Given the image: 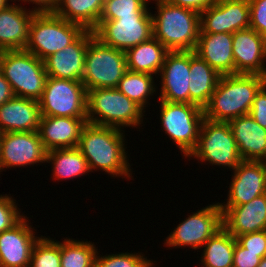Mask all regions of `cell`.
<instances>
[{
    "label": "cell",
    "instance_id": "obj_33",
    "mask_svg": "<svg viewBox=\"0 0 266 267\" xmlns=\"http://www.w3.org/2000/svg\"><path fill=\"white\" fill-rule=\"evenodd\" d=\"M149 0H104L99 21H110L120 16H152ZM150 12V13H149Z\"/></svg>",
    "mask_w": 266,
    "mask_h": 267
},
{
    "label": "cell",
    "instance_id": "obj_9",
    "mask_svg": "<svg viewBox=\"0 0 266 267\" xmlns=\"http://www.w3.org/2000/svg\"><path fill=\"white\" fill-rule=\"evenodd\" d=\"M191 157L232 170L242 161L229 123L206 118L201 123L197 145L187 158Z\"/></svg>",
    "mask_w": 266,
    "mask_h": 267
},
{
    "label": "cell",
    "instance_id": "obj_42",
    "mask_svg": "<svg viewBox=\"0 0 266 267\" xmlns=\"http://www.w3.org/2000/svg\"><path fill=\"white\" fill-rule=\"evenodd\" d=\"M20 1L28 3L33 2V4H36L37 6H35L34 9L32 8V10L36 13L38 12L44 13V12H54L59 0H20Z\"/></svg>",
    "mask_w": 266,
    "mask_h": 267
},
{
    "label": "cell",
    "instance_id": "obj_21",
    "mask_svg": "<svg viewBox=\"0 0 266 267\" xmlns=\"http://www.w3.org/2000/svg\"><path fill=\"white\" fill-rule=\"evenodd\" d=\"M87 118L41 116L39 135L46 151L75 148Z\"/></svg>",
    "mask_w": 266,
    "mask_h": 267
},
{
    "label": "cell",
    "instance_id": "obj_34",
    "mask_svg": "<svg viewBox=\"0 0 266 267\" xmlns=\"http://www.w3.org/2000/svg\"><path fill=\"white\" fill-rule=\"evenodd\" d=\"M29 267H61L60 241L41 235L33 247Z\"/></svg>",
    "mask_w": 266,
    "mask_h": 267
},
{
    "label": "cell",
    "instance_id": "obj_30",
    "mask_svg": "<svg viewBox=\"0 0 266 267\" xmlns=\"http://www.w3.org/2000/svg\"><path fill=\"white\" fill-rule=\"evenodd\" d=\"M235 242L236 238L222 227L202 246V266L233 267Z\"/></svg>",
    "mask_w": 266,
    "mask_h": 267
},
{
    "label": "cell",
    "instance_id": "obj_17",
    "mask_svg": "<svg viewBox=\"0 0 266 267\" xmlns=\"http://www.w3.org/2000/svg\"><path fill=\"white\" fill-rule=\"evenodd\" d=\"M94 36L93 30L85 29L63 50L47 57L44 66L48 77L82 81L88 43Z\"/></svg>",
    "mask_w": 266,
    "mask_h": 267
},
{
    "label": "cell",
    "instance_id": "obj_4",
    "mask_svg": "<svg viewBox=\"0 0 266 267\" xmlns=\"http://www.w3.org/2000/svg\"><path fill=\"white\" fill-rule=\"evenodd\" d=\"M144 111L117 88H97L87 91V122L117 129L138 127ZM97 115V116H96Z\"/></svg>",
    "mask_w": 266,
    "mask_h": 267
},
{
    "label": "cell",
    "instance_id": "obj_3",
    "mask_svg": "<svg viewBox=\"0 0 266 267\" xmlns=\"http://www.w3.org/2000/svg\"><path fill=\"white\" fill-rule=\"evenodd\" d=\"M154 1V0H153ZM157 15H152L153 37L169 51H195L200 32V13L155 0Z\"/></svg>",
    "mask_w": 266,
    "mask_h": 267
},
{
    "label": "cell",
    "instance_id": "obj_45",
    "mask_svg": "<svg viewBox=\"0 0 266 267\" xmlns=\"http://www.w3.org/2000/svg\"><path fill=\"white\" fill-rule=\"evenodd\" d=\"M257 267H266V256L261 259L260 264Z\"/></svg>",
    "mask_w": 266,
    "mask_h": 267
},
{
    "label": "cell",
    "instance_id": "obj_10",
    "mask_svg": "<svg viewBox=\"0 0 266 267\" xmlns=\"http://www.w3.org/2000/svg\"><path fill=\"white\" fill-rule=\"evenodd\" d=\"M39 105L41 116L87 118V90L82 81L48 77Z\"/></svg>",
    "mask_w": 266,
    "mask_h": 267
},
{
    "label": "cell",
    "instance_id": "obj_41",
    "mask_svg": "<svg viewBox=\"0 0 266 267\" xmlns=\"http://www.w3.org/2000/svg\"><path fill=\"white\" fill-rule=\"evenodd\" d=\"M171 5L189 8L197 11L198 13L203 12L211 5L215 4L218 0H165Z\"/></svg>",
    "mask_w": 266,
    "mask_h": 267
},
{
    "label": "cell",
    "instance_id": "obj_24",
    "mask_svg": "<svg viewBox=\"0 0 266 267\" xmlns=\"http://www.w3.org/2000/svg\"><path fill=\"white\" fill-rule=\"evenodd\" d=\"M228 123L242 160L266 162V129L250 114L236 117Z\"/></svg>",
    "mask_w": 266,
    "mask_h": 267
},
{
    "label": "cell",
    "instance_id": "obj_26",
    "mask_svg": "<svg viewBox=\"0 0 266 267\" xmlns=\"http://www.w3.org/2000/svg\"><path fill=\"white\" fill-rule=\"evenodd\" d=\"M190 104H195L204 109L217 86L221 77L206 61L195 51H190Z\"/></svg>",
    "mask_w": 266,
    "mask_h": 267
},
{
    "label": "cell",
    "instance_id": "obj_22",
    "mask_svg": "<svg viewBox=\"0 0 266 267\" xmlns=\"http://www.w3.org/2000/svg\"><path fill=\"white\" fill-rule=\"evenodd\" d=\"M40 119L39 101L13 96L0 106V133L38 131Z\"/></svg>",
    "mask_w": 266,
    "mask_h": 267
},
{
    "label": "cell",
    "instance_id": "obj_35",
    "mask_svg": "<svg viewBox=\"0 0 266 267\" xmlns=\"http://www.w3.org/2000/svg\"><path fill=\"white\" fill-rule=\"evenodd\" d=\"M95 258V267H153V261L148 260L142 253H117ZM154 264V265H153Z\"/></svg>",
    "mask_w": 266,
    "mask_h": 267
},
{
    "label": "cell",
    "instance_id": "obj_23",
    "mask_svg": "<svg viewBox=\"0 0 266 267\" xmlns=\"http://www.w3.org/2000/svg\"><path fill=\"white\" fill-rule=\"evenodd\" d=\"M232 41V33H199L195 53L219 75H232L235 74Z\"/></svg>",
    "mask_w": 266,
    "mask_h": 267
},
{
    "label": "cell",
    "instance_id": "obj_29",
    "mask_svg": "<svg viewBox=\"0 0 266 267\" xmlns=\"http://www.w3.org/2000/svg\"><path fill=\"white\" fill-rule=\"evenodd\" d=\"M46 162L52 163L53 179H70L91 172L80 150L75 148L53 149L47 152Z\"/></svg>",
    "mask_w": 266,
    "mask_h": 267
},
{
    "label": "cell",
    "instance_id": "obj_13",
    "mask_svg": "<svg viewBox=\"0 0 266 267\" xmlns=\"http://www.w3.org/2000/svg\"><path fill=\"white\" fill-rule=\"evenodd\" d=\"M46 154L38 131L0 134V172L4 168L45 163Z\"/></svg>",
    "mask_w": 266,
    "mask_h": 267
},
{
    "label": "cell",
    "instance_id": "obj_31",
    "mask_svg": "<svg viewBox=\"0 0 266 267\" xmlns=\"http://www.w3.org/2000/svg\"><path fill=\"white\" fill-rule=\"evenodd\" d=\"M153 76L127 70L116 88L144 110L149 103V96L157 90Z\"/></svg>",
    "mask_w": 266,
    "mask_h": 267
},
{
    "label": "cell",
    "instance_id": "obj_28",
    "mask_svg": "<svg viewBox=\"0 0 266 267\" xmlns=\"http://www.w3.org/2000/svg\"><path fill=\"white\" fill-rule=\"evenodd\" d=\"M104 0H59L54 13L69 22L94 30L101 17Z\"/></svg>",
    "mask_w": 266,
    "mask_h": 267
},
{
    "label": "cell",
    "instance_id": "obj_2",
    "mask_svg": "<svg viewBox=\"0 0 266 267\" xmlns=\"http://www.w3.org/2000/svg\"><path fill=\"white\" fill-rule=\"evenodd\" d=\"M266 84L259 74H232L220 77L208 105L204 108L206 119L229 122L249 114L254 97Z\"/></svg>",
    "mask_w": 266,
    "mask_h": 267
},
{
    "label": "cell",
    "instance_id": "obj_36",
    "mask_svg": "<svg viewBox=\"0 0 266 267\" xmlns=\"http://www.w3.org/2000/svg\"><path fill=\"white\" fill-rule=\"evenodd\" d=\"M16 200L7 194L0 195V233L11 229L25 215L20 214Z\"/></svg>",
    "mask_w": 266,
    "mask_h": 267
},
{
    "label": "cell",
    "instance_id": "obj_1",
    "mask_svg": "<svg viewBox=\"0 0 266 267\" xmlns=\"http://www.w3.org/2000/svg\"><path fill=\"white\" fill-rule=\"evenodd\" d=\"M122 131L88 122L85 124L77 148L87 160L91 172L100 169L112 177L124 176L123 178L130 180L131 165L127 160L125 135Z\"/></svg>",
    "mask_w": 266,
    "mask_h": 267
},
{
    "label": "cell",
    "instance_id": "obj_40",
    "mask_svg": "<svg viewBox=\"0 0 266 267\" xmlns=\"http://www.w3.org/2000/svg\"><path fill=\"white\" fill-rule=\"evenodd\" d=\"M249 114L262 128L266 129V84L254 97Z\"/></svg>",
    "mask_w": 266,
    "mask_h": 267
},
{
    "label": "cell",
    "instance_id": "obj_14",
    "mask_svg": "<svg viewBox=\"0 0 266 267\" xmlns=\"http://www.w3.org/2000/svg\"><path fill=\"white\" fill-rule=\"evenodd\" d=\"M250 28L248 0H218L200 13L199 33H234Z\"/></svg>",
    "mask_w": 266,
    "mask_h": 267
},
{
    "label": "cell",
    "instance_id": "obj_20",
    "mask_svg": "<svg viewBox=\"0 0 266 267\" xmlns=\"http://www.w3.org/2000/svg\"><path fill=\"white\" fill-rule=\"evenodd\" d=\"M221 210L223 227L235 238L266 230V193L249 203Z\"/></svg>",
    "mask_w": 266,
    "mask_h": 267
},
{
    "label": "cell",
    "instance_id": "obj_27",
    "mask_svg": "<svg viewBox=\"0 0 266 267\" xmlns=\"http://www.w3.org/2000/svg\"><path fill=\"white\" fill-rule=\"evenodd\" d=\"M169 50L157 39L140 43L125 51L127 69L155 75L160 73Z\"/></svg>",
    "mask_w": 266,
    "mask_h": 267
},
{
    "label": "cell",
    "instance_id": "obj_37",
    "mask_svg": "<svg viewBox=\"0 0 266 267\" xmlns=\"http://www.w3.org/2000/svg\"><path fill=\"white\" fill-rule=\"evenodd\" d=\"M236 241L250 252L259 253L261 259L266 256V230L242 234Z\"/></svg>",
    "mask_w": 266,
    "mask_h": 267
},
{
    "label": "cell",
    "instance_id": "obj_16",
    "mask_svg": "<svg viewBox=\"0 0 266 267\" xmlns=\"http://www.w3.org/2000/svg\"><path fill=\"white\" fill-rule=\"evenodd\" d=\"M190 51H169L160 71L159 99L190 103Z\"/></svg>",
    "mask_w": 266,
    "mask_h": 267
},
{
    "label": "cell",
    "instance_id": "obj_44",
    "mask_svg": "<svg viewBox=\"0 0 266 267\" xmlns=\"http://www.w3.org/2000/svg\"><path fill=\"white\" fill-rule=\"evenodd\" d=\"M8 2L9 0H0V11L8 8L11 5Z\"/></svg>",
    "mask_w": 266,
    "mask_h": 267
},
{
    "label": "cell",
    "instance_id": "obj_6",
    "mask_svg": "<svg viewBox=\"0 0 266 267\" xmlns=\"http://www.w3.org/2000/svg\"><path fill=\"white\" fill-rule=\"evenodd\" d=\"M84 30L80 24L60 18L54 12H38L30 23L24 50L44 61L71 44Z\"/></svg>",
    "mask_w": 266,
    "mask_h": 267
},
{
    "label": "cell",
    "instance_id": "obj_38",
    "mask_svg": "<svg viewBox=\"0 0 266 267\" xmlns=\"http://www.w3.org/2000/svg\"><path fill=\"white\" fill-rule=\"evenodd\" d=\"M250 28L266 38V0H248Z\"/></svg>",
    "mask_w": 266,
    "mask_h": 267
},
{
    "label": "cell",
    "instance_id": "obj_19",
    "mask_svg": "<svg viewBox=\"0 0 266 267\" xmlns=\"http://www.w3.org/2000/svg\"><path fill=\"white\" fill-rule=\"evenodd\" d=\"M235 74H259L266 77V38L252 28L233 33Z\"/></svg>",
    "mask_w": 266,
    "mask_h": 267
},
{
    "label": "cell",
    "instance_id": "obj_43",
    "mask_svg": "<svg viewBox=\"0 0 266 267\" xmlns=\"http://www.w3.org/2000/svg\"><path fill=\"white\" fill-rule=\"evenodd\" d=\"M14 96L11 85L0 71V106Z\"/></svg>",
    "mask_w": 266,
    "mask_h": 267
},
{
    "label": "cell",
    "instance_id": "obj_39",
    "mask_svg": "<svg viewBox=\"0 0 266 267\" xmlns=\"http://www.w3.org/2000/svg\"><path fill=\"white\" fill-rule=\"evenodd\" d=\"M260 261L259 253H252L235 242L233 267H257Z\"/></svg>",
    "mask_w": 266,
    "mask_h": 267
},
{
    "label": "cell",
    "instance_id": "obj_5",
    "mask_svg": "<svg viewBox=\"0 0 266 267\" xmlns=\"http://www.w3.org/2000/svg\"><path fill=\"white\" fill-rule=\"evenodd\" d=\"M0 71L14 96L41 99L48 75L44 61L37 56L24 49L0 51Z\"/></svg>",
    "mask_w": 266,
    "mask_h": 267
},
{
    "label": "cell",
    "instance_id": "obj_8",
    "mask_svg": "<svg viewBox=\"0 0 266 267\" xmlns=\"http://www.w3.org/2000/svg\"><path fill=\"white\" fill-rule=\"evenodd\" d=\"M160 124L172 142L180 149L185 158L195 149L204 109L201 107L180 102L160 100Z\"/></svg>",
    "mask_w": 266,
    "mask_h": 267
},
{
    "label": "cell",
    "instance_id": "obj_25",
    "mask_svg": "<svg viewBox=\"0 0 266 267\" xmlns=\"http://www.w3.org/2000/svg\"><path fill=\"white\" fill-rule=\"evenodd\" d=\"M35 13L16 3L0 11V51L25 48Z\"/></svg>",
    "mask_w": 266,
    "mask_h": 267
},
{
    "label": "cell",
    "instance_id": "obj_32",
    "mask_svg": "<svg viewBox=\"0 0 266 267\" xmlns=\"http://www.w3.org/2000/svg\"><path fill=\"white\" fill-rule=\"evenodd\" d=\"M95 244L64 238L60 242L61 267H95Z\"/></svg>",
    "mask_w": 266,
    "mask_h": 267
},
{
    "label": "cell",
    "instance_id": "obj_12",
    "mask_svg": "<svg viewBox=\"0 0 266 267\" xmlns=\"http://www.w3.org/2000/svg\"><path fill=\"white\" fill-rule=\"evenodd\" d=\"M103 44L126 51L153 37L152 16H120L110 21H99L93 30Z\"/></svg>",
    "mask_w": 266,
    "mask_h": 267
},
{
    "label": "cell",
    "instance_id": "obj_18",
    "mask_svg": "<svg viewBox=\"0 0 266 267\" xmlns=\"http://www.w3.org/2000/svg\"><path fill=\"white\" fill-rule=\"evenodd\" d=\"M24 216L11 229L0 233V267H29L35 236L31 223Z\"/></svg>",
    "mask_w": 266,
    "mask_h": 267
},
{
    "label": "cell",
    "instance_id": "obj_11",
    "mask_svg": "<svg viewBox=\"0 0 266 267\" xmlns=\"http://www.w3.org/2000/svg\"><path fill=\"white\" fill-rule=\"evenodd\" d=\"M222 227V210L218 202L188 215L166 237L164 245L169 248L190 246L197 250L202 248L206 241Z\"/></svg>",
    "mask_w": 266,
    "mask_h": 267
},
{
    "label": "cell",
    "instance_id": "obj_7",
    "mask_svg": "<svg viewBox=\"0 0 266 267\" xmlns=\"http://www.w3.org/2000/svg\"><path fill=\"white\" fill-rule=\"evenodd\" d=\"M127 70L125 51L107 46L95 36L89 41L82 78L87 91L116 88Z\"/></svg>",
    "mask_w": 266,
    "mask_h": 267
},
{
    "label": "cell",
    "instance_id": "obj_15",
    "mask_svg": "<svg viewBox=\"0 0 266 267\" xmlns=\"http://www.w3.org/2000/svg\"><path fill=\"white\" fill-rule=\"evenodd\" d=\"M233 172L227 203H219L221 208L243 205L266 193L265 161L242 160Z\"/></svg>",
    "mask_w": 266,
    "mask_h": 267
}]
</instances>
